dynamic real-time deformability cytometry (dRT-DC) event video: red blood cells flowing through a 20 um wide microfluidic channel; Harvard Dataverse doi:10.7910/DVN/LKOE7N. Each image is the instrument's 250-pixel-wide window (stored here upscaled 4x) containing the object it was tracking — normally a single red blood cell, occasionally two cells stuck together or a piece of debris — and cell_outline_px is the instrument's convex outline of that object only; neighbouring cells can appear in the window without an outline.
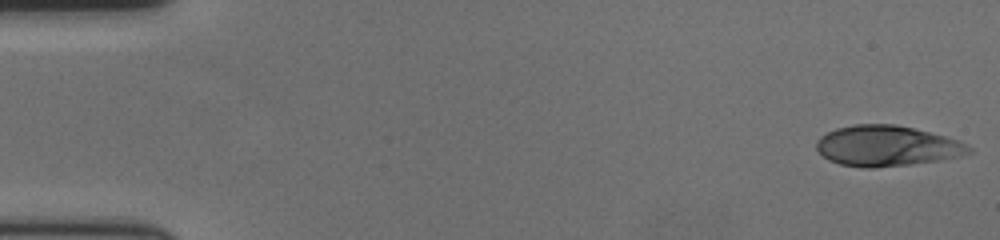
{"species": "human", "species_latin": "Homo sapiens", "temperature_condition": "cold", "stored_images_in_passage": 57, "camera_frame_rate_fps": 3000, "um_per_image_px": 0.085, "donor": {"sex": "female"}, "frame": {"image": 1, "passage_image": 1, "time_ms": 0.0, "image_size_px": [1000, 240], "cell_outline_px": [[972, 152], [960, 156], [908, 164], [872, 168], [864, 168], [840, 164], [828, 160], [816, 148], [816, 140], [820, 136], [836, 128], [856, 124], [896, 124], [944, 136], [956, 140], [972, 148]], "centroid_in_image_um": [75.32, 12.4], "position_along_channel_um": 9.7, "area_um2": 35.55}}
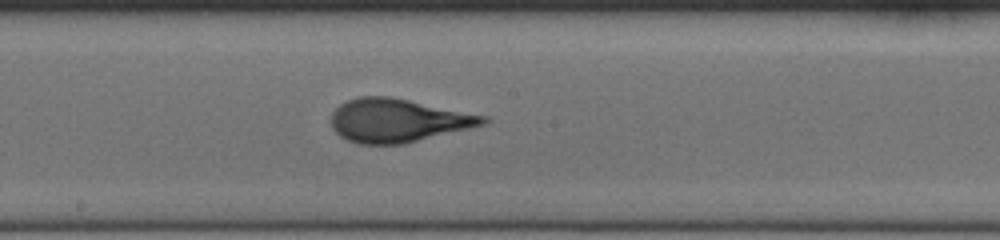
{"frame": {"image": 2, "passage_image": 31, "time_ms": 10.0, "image_size_px": [1000, 240], "cell_outline_px": [[488, 120], [484, 124], [404, 144], [356, 144], [340, 136], [332, 128], [332, 112], [340, 104], [348, 100], [360, 96], [388, 96], [488, 116]], "centroid_in_image_um": [33.78, 10.24], "position_along_channel_um": 214.4, "area_um2": 38.09}}
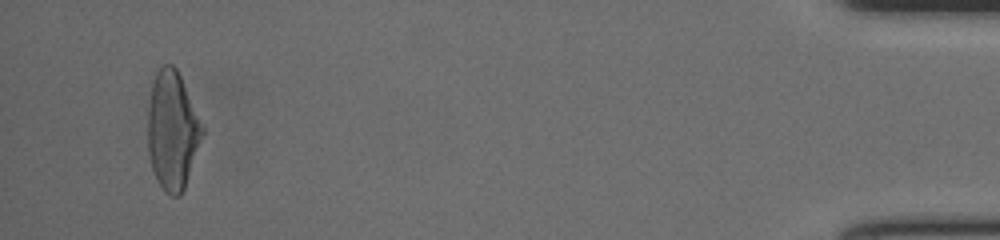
{"frame": {"image": 3, "passage_image": 55, "time_ms": 18.0, "image_size_px": [1000, 240], "cell_outline_px": [[204, 132], [184, 188], [180, 196], [172, 196], [164, 192], [156, 180], [152, 168], [148, 152], [148, 112], [152, 80], [156, 72], [164, 64], [172, 64], [176, 68], [180, 76], [204, 128]], "centroid_in_image_um": [14.63, 11.1], "position_along_channel_um": 420.6, "area_um2": 37.34}, "authors_computed_cell_mechanics": {"area_um2": 36.5874, "velocity_mm_per_s": 3.5619, "shape_relaxation_time_tau1_ms": 4.2923, "shape_relaxation_time_tau2_ms": 0.6737, "deformation_change_tau1": 0.1948, "deformation_change_tau2": 0.0721}}